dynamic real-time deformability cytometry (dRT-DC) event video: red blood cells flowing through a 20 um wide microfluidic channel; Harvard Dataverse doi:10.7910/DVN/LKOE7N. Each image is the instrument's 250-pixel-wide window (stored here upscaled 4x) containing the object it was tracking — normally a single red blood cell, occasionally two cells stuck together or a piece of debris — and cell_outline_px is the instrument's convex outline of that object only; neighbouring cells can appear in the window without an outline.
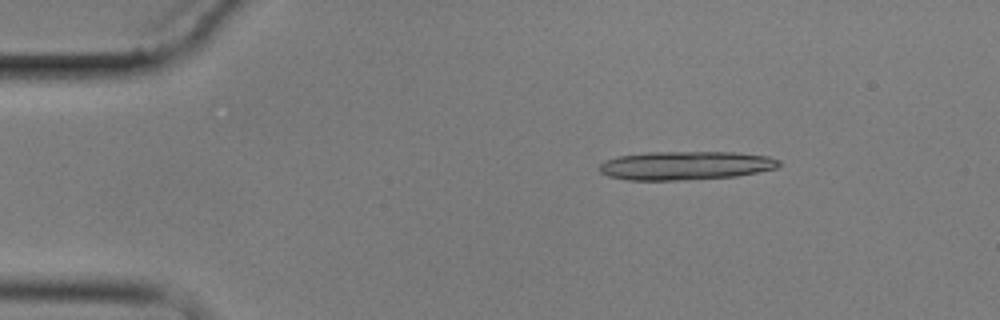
{"species": "common noctule bat (a hibernating species)", "species_latin": "Nyctalus noctula", "temperature_condition": "cold", "stored_images_in_passage": 5, "camera_frame_rate_fps": 3000, "um_per_image_px": 0.085, "animal": {"sex": "male", "body_mass_g": 17.9}, "frame": {"image": 1, "passage_image": 2, "time_ms": 1.333, "image_size_px": [1000, 320], "cell_outline_px": [[780, 164], [776, 168], [736, 176], [680, 180], [628, 180], [608, 176], [600, 172], [596, 168], [604, 160], [620, 156], [648, 152], [732, 152], [768, 156], [780, 160]], "centroid_in_image_um": [58.22, 14.07], "position_along_channel_um": 26.8, "area_um2": 29.94}}
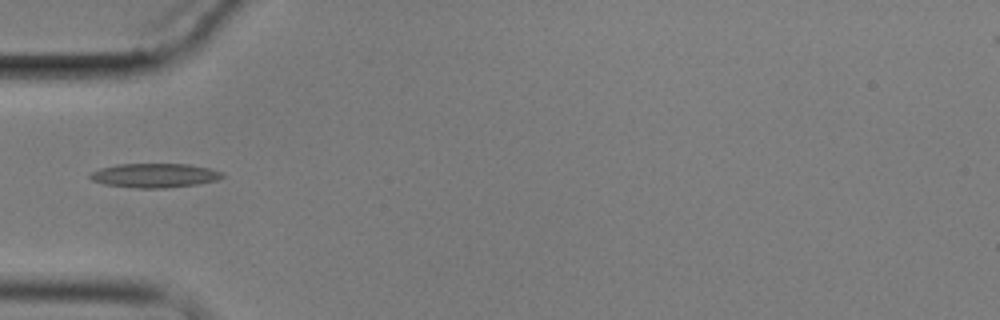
{"frame": {"image": 2, "passage_image": 5, "time_ms": 4.667, "image_size_px": [1000, 320], "cell_outline_px": [[224, 176], [216, 180], [196, 184], [164, 188], [136, 188], [104, 184], [92, 180], [88, 176], [92, 172], [100, 168], [116, 164], [188, 164], [208, 168], [224, 172]], "centroid_in_image_um": [13.12, 14.91], "position_along_channel_um": 71.9, "area_um2": 18.55}}